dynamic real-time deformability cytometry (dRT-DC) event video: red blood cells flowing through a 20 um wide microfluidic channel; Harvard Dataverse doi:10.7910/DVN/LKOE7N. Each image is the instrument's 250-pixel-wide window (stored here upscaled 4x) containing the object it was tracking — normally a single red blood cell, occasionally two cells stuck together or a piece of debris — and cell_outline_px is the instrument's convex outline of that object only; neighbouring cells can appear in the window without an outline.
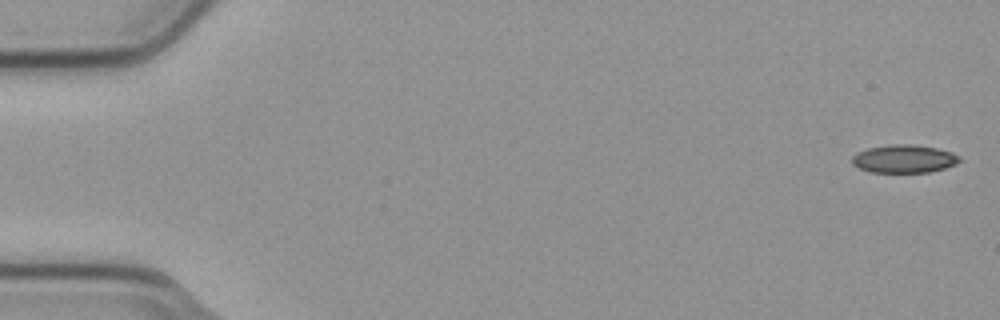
{"species": "common noctule bat (a hibernating species)", "species_latin": "Nyctalus noctula", "temperature_condition": "cold", "stored_images_in_passage": 4, "camera_frame_rate_fps": 3000, "um_per_image_px": 0.085, "animal": {"sex": "male", "body_mass_g": 23.1, "forearm_length_mm": 52.7}, "frame": {"image": 1, "passage_image": 1, "time_ms": 0.0, "image_size_px": [1000, 320], "cell_outline_px": [[960, 160], [956, 164], [944, 168], [928, 172], [872, 172], [860, 168], [852, 164], [852, 156], [856, 152], [868, 148], [888, 144], [912, 144], [936, 148], [952, 152], [960, 156]], "centroid_in_image_um": [76.83, 13.49], "position_along_channel_um": 8.2, "area_um2": 17.57}}